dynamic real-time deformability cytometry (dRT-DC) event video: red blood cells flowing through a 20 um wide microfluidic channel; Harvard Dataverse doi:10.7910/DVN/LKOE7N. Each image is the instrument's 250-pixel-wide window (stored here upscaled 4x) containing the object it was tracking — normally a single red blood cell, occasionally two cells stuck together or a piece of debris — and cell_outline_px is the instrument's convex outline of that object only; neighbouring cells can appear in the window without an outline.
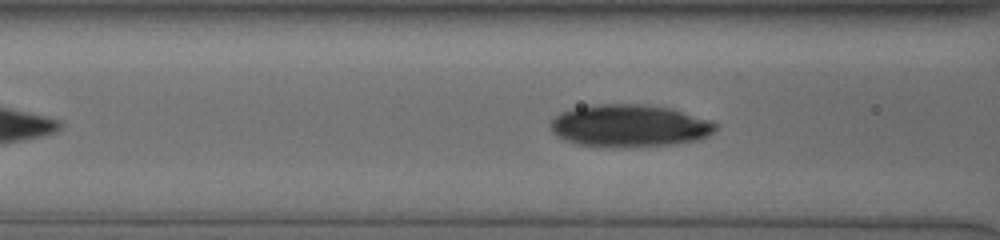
{"species": "human", "species_latin": "Homo sapiens", "temperature_condition": "cold", "stored_images_in_passage": 7, "camera_frame_rate_fps": 3000, "um_per_image_px": 0.085, "donor": {"sex": "male"}, "frame": {"image": 1, "passage_image": 6, "time_ms": 2.667, "image_size_px": [1000, 240], "cell_outline_px": [[716, 128], [708, 136], [700, 140], [676, 144], [640, 148], [600, 148], [576, 144], [564, 140], [556, 136], [552, 132], [552, 120], [560, 112], [576, 108], [600, 104], [640, 104], [668, 108], [708, 120], [716, 124]], "centroid_in_image_um": [53.48, 10.74], "position_along_channel_um": 113.1, "area_um2": 41.15}}